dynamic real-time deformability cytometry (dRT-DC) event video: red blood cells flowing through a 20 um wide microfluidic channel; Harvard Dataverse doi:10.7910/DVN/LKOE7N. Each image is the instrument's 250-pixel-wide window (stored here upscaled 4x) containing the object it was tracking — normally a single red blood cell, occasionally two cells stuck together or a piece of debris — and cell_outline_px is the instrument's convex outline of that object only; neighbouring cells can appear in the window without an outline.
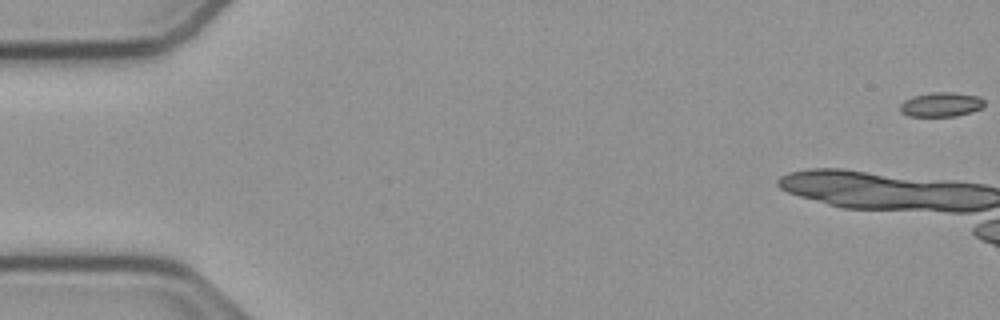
{"species": "common noctule bat (a hibernating species)", "species_latin": "Nyctalus noctula", "temperature_condition": "cold", "stored_images_in_passage": 13, "camera_frame_rate_fps": 3000, "um_per_image_px": 0.085, "animal": {"sex": "male", "body_mass_g": 23.1, "forearm_length_mm": 52.7}, "frame": {"image": 1, "passage_image": 1, "time_ms": 0.0, "image_size_px": [1000, 320], "cell_outline_px": [[984, 104], [980, 108], [972, 112], [956, 116], [908, 116], [900, 112], [900, 104], [904, 100], [912, 96], [932, 92], [952, 92], [980, 96], [984, 100]], "centroid_in_image_um": [79.98, 8.88], "position_along_channel_um": 5.0, "area_um2": 12.08}}